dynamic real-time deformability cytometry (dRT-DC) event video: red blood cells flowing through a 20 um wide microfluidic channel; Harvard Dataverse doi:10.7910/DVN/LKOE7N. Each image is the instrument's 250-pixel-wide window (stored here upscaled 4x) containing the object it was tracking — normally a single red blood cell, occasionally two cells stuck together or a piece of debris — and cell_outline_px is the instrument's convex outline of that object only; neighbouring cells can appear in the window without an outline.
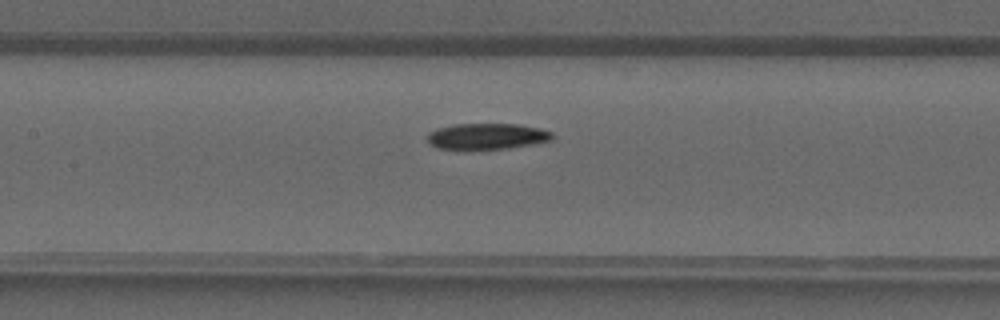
{"species": "common noctule bat (a hibernating species)", "species_latin": "Nyctalus noctula", "temperature_condition": "warm", "stored_images_in_passage": 40, "camera_frame_rate_fps": 3000, "um_per_image_px": 0.085, "animal": {"sex": "male", "forearm_length_mm": 52.5}, "frame": {"image": 1, "passage_image": 19, "time_ms": 6.0, "image_size_px": [1000, 320], "cell_outline_px": [[552, 140], [532, 144], [508, 148], [464, 152], [436, 148], [428, 144], [424, 136], [428, 132], [440, 128], [456, 124], [516, 124], [540, 128], [552, 132]], "centroid_in_image_um": [41.27, 11.63], "position_along_channel_um": 166.1, "area_um2": 19.77}}
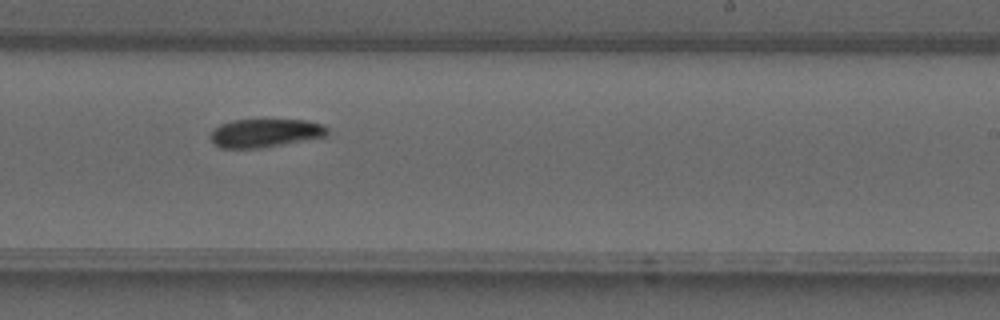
{"frame": {"image": 2, "passage_image": 25, "time_ms": 8.0, "image_size_px": [1000, 320], "cell_outline_px": [[328, 136], [260, 148], [220, 148], [208, 136], [220, 124], [232, 120], [308, 120], [324, 124], [328, 128]], "centroid_in_image_um": [22.57, 11.3], "position_along_channel_um": 266.4, "area_um2": 19.36}}
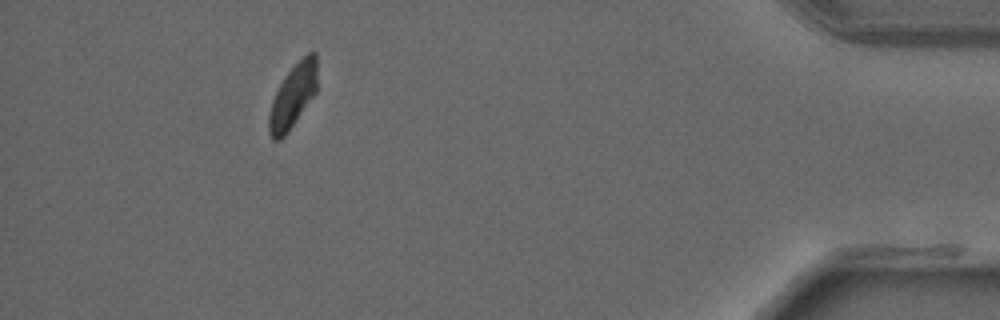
{"frame": {"image": 3, "passage_image": 37, "time_ms": 12.0, "image_size_px": [1000, 320], "cell_outline_px": [[316, 92], [288, 132], [280, 140], [272, 140], [268, 132], [268, 116], [272, 100], [284, 76], [308, 52], [316, 52]], "centroid_in_image_um": [24.87, 8.2], "position_along_channel_um": 410.3, "area_um2": 17.69}}